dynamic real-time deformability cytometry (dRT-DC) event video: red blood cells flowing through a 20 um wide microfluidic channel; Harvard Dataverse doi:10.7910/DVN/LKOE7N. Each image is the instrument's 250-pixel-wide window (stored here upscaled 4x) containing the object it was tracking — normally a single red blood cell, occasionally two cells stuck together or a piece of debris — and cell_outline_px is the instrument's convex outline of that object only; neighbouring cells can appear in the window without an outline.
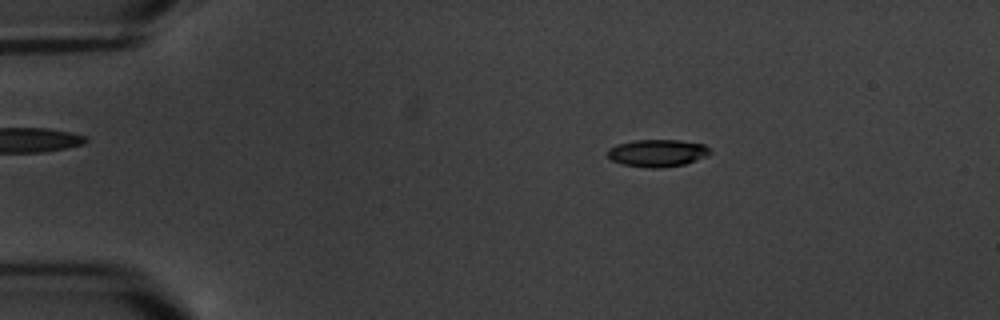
{"species": "common noctule bat (a hibernating species)", "species_latin": "Nyctalus noctula", "temperature_condition": "warm", "stored_images_in_passage": 5, "camera_frame_rate_fps": 3000, "um_per_image_px": 0.085, "animal": {"sex": "male", "body_mass_g": 20.1, "forearm_length_mm": 53.5}, "frame": {"image": 1, "passage_image": 3, "time_ms": 2.333, "image_size_px": [1000, 320], "cell_outline_px": [[712, 152], [708, 156], [684, 164], [660, 168], [648, 168], [624, 164], [612, 160], [608, 156], [608, 148], [616, 144], [636, 140], [680, 140], [704, 144]], "centroid_in_image_um": [55.89, 13.0], "position_along_channel_um": 29.1, "area_um2": 16.3}}